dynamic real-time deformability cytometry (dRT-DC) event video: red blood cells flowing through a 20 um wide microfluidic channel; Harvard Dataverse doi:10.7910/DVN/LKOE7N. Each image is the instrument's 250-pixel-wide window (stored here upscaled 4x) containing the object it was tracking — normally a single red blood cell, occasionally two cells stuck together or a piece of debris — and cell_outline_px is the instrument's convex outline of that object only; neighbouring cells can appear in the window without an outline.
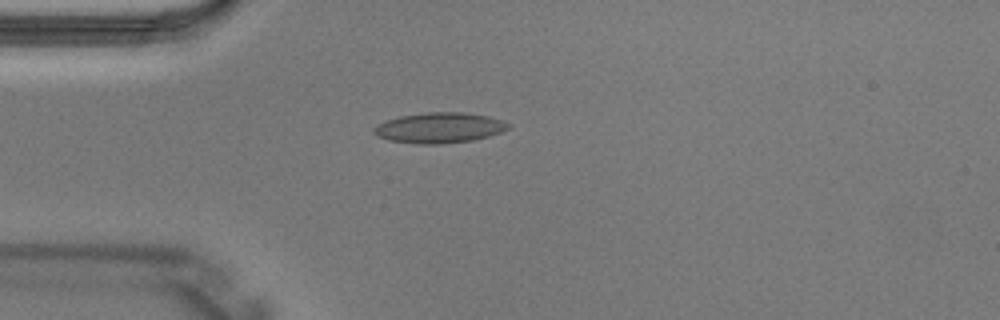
{"species": "Egyptian fruit bat (a non-hibernating species)", "species_latin": "Rousettus aegyptiacus", "temperature_condition": "warm", "stored_images_in_passage": 4, "camera_frame_rate_fps": 3000, "um_per_image_px": 0.085, "animal": {"sex": "male"}, "frame": {"image": 1, "passage_image": 4, "time_ms": 1.0, "image_size_px": [1000, 320], "cell_outline_px": [[512, 124], [508, 128], [500, 132], [488, 136], [472, 140], [440, 144], [420, 144], [388, 140], [376, 136], [372, 132], [372, 128], [388, 120], [400, 116], [428, 112], [464, 112], [488, 116], [504, 120]], "centroid_in_image_um": [37.36, 10.86], "position_along_channel_um": 47.6, "area_um2": 23.81}}